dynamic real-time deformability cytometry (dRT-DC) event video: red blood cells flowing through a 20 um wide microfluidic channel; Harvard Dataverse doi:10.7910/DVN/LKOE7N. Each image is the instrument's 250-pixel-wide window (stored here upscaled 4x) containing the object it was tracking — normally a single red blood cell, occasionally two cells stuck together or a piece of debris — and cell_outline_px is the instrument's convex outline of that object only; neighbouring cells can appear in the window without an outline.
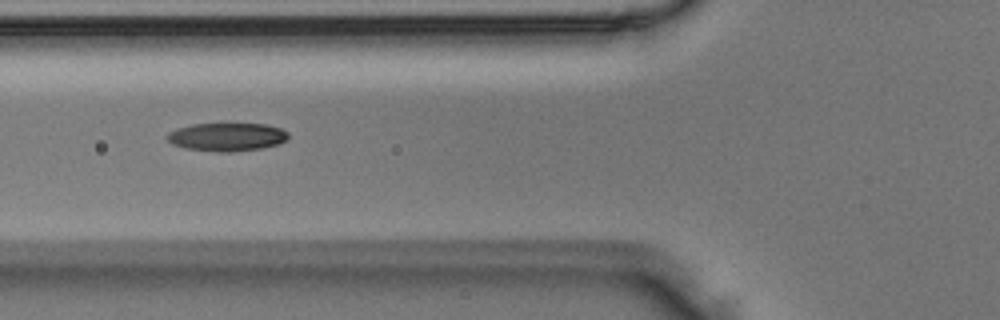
{"species": "Egyptian fruit bat (a non-hibernating species)", "species_latin": "Rousettus aegyptiacus", "temperature_condition": "room temperature", "stored_images_in_passage": 3, "camera_frame_rate_fps": 3000, "um_per_image_px": 0.085, "animal": {"sex": "male"}, "frame": {"image": 1, "passage_image": 3, "time_ms": 0.667, "image_size_px": [1000, 320], "cell_outline_px": [[288, 136], [284, 140], [276, 144], [260, 148], [232, 152], [216, 152], [184, 148], [172, 144], [164, 136], [168, 132], [176, 128], [192, 124], [264, 124], [280, 128], [288, 132]], "centroid_in_image_um": [19.21, 11.64], "position_along_channel_um": 106.6, "area_um2": 19.88}}